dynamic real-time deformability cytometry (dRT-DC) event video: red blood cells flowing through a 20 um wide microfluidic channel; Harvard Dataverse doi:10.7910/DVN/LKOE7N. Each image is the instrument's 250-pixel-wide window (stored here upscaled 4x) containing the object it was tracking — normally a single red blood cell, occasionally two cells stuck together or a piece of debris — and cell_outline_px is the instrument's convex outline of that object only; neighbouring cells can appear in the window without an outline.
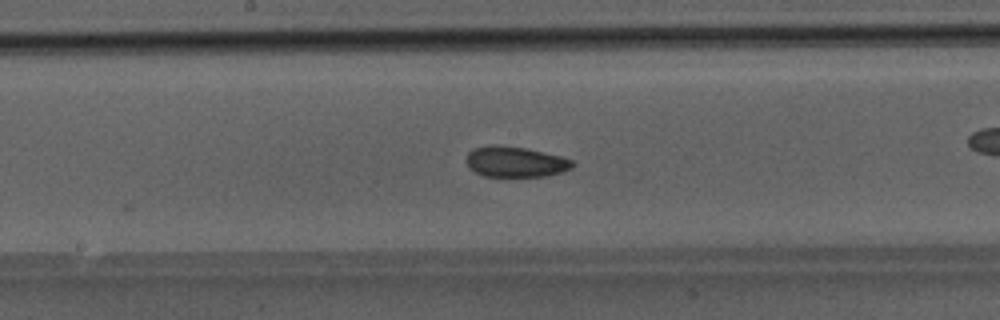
{"species": "Egyptian fruit bat (a non-hibernating species)", "species_latin": "Rousettus aegyptiacus", "temperature_condition": "room temperature", "stored_images_in_passage": 13, "camera_frame_rate_fps": 3000, "um_per_image_px": 0.085, "animal": {"sex": "male"}, "frame": {"image": 1, "passage_image": 8, "time_ms": 2.333, "image_size_px": [1000, 320], "cell_outline_px": [[576, 164], [572, 168], [548, 176], [484, 176], [468, 168], [468, 152], [472, 148], [492, 144], [496, 144], [524, 148], [560, 156], [572, 160]], "centroid_in_image_um": [43.8, 13.75], "position_along_channel_um": 204.4, "area_um2": 18.84}}